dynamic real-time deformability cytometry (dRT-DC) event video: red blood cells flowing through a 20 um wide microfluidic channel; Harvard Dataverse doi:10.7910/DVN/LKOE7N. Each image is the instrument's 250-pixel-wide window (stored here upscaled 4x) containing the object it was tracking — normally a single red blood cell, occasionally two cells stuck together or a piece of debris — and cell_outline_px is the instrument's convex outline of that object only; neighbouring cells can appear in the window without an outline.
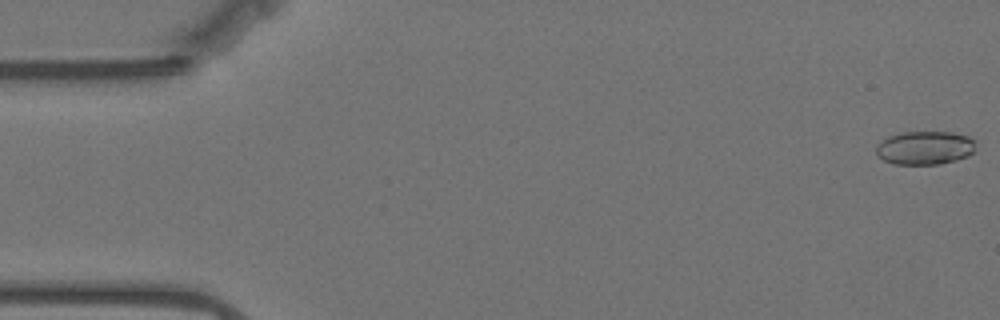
{"species": "Egyptian fruit bat (a non-hibernating species)", "species_latin": "Rousettus aegyptiacus", "temperature_condition": "warm", "stored_images_in_passage": 57, "camera_frame_rate_fps": 3000, "um_per_image_px": 0.085, "animal": {"sex": "female"}, "frame": {"image": 1, "passage_image": 1, "time_ms": 0.0, "image_size_px": [1000, 320], "cell_outline_px": [[976, 144], [972, 152], [968, 156], [956, 160], [940, 164], [892, 164], [876, 156], [876, 144], [888, 136], [904, 132], [952, 132], [968, 136], [976, 140]], "centroid_in_image_um": [78.6, 12.56], "position_along_channel_um": 6.4, "area_um2": 19.65}}
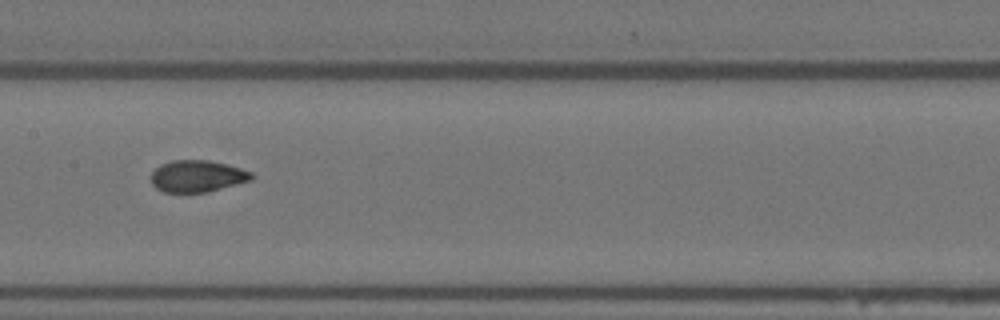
{"frame": {"image": 2, "passage_image": 28, "time_ms": 9.0, "image_size_px": [1000, 320], "cell_outline_px": [[252, 180], [208, 192], [164, 192], [156, 188], [152, 184], [152, 172], [160, 164], [172, 160], [208, 160], [228, 164], [252, 172]], "centroid_in_image_um": [16.77, 14.97], "position_along_channel_um": 190.6, "area_um2": 18.61}}
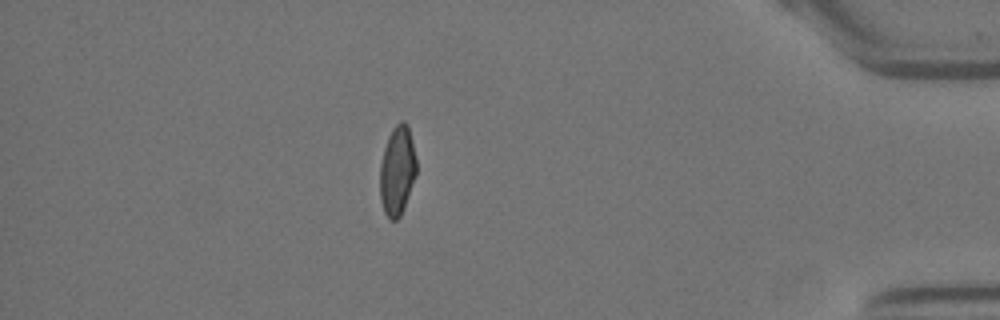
{"frame": {"image": 3, "passage_image": 50, "time_ms": 16.333, "image_size_px": [1000, 320], "cell_outline_px": [[416, 176], [404, 208], [400, 216], [396, 220], [388, 220], [384, 212], [380, 200], [380, 164], [384, 148], [388, 136], [392, 128], [400, 120], [404, 120], [408, 124], [416, 156]], "centroid_in_image_um": [33.77, 14.5], "position_along_channel_um": 401.4, "area_um2": 19.31}, "authors_computed_cell_mechanics": {"area_um2": 19.3052, "velocity_mm_per_s": 3.5164, "shape_relaxation_time_tau1_ms": 5.7257, "shape_relaxation_time_tau2_ms": 1.3235, "deformation_change_tau1": 0.1387, "deformation_change_tau2": 0.0642}}